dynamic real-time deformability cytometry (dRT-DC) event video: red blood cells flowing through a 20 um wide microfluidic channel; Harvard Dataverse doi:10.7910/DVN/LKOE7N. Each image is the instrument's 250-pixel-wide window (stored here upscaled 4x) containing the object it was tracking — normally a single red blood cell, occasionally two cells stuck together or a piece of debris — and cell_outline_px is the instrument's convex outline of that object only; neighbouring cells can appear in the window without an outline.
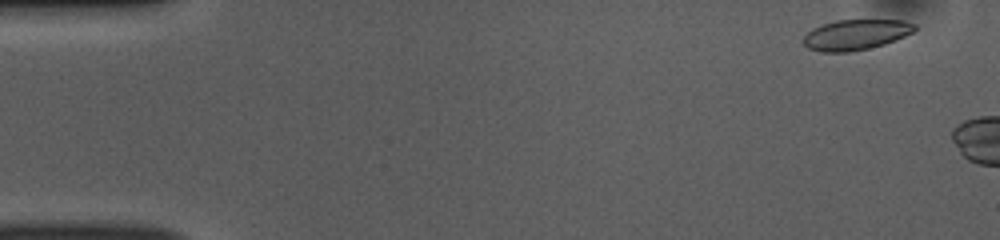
{"species": "common noctule bat (a hibernating species)", "species_latin": "Nyctalus noctula", "temperature_condition": "room temperature", "stored_images_in_passage": 6, "camera_frame_rate_fps": 3000, "um_per_image_px": 0.085, "animal": {"sex": "female", "body_mass_g": 10.0, "forearm_length_mm": 53.1}, "frame": {"image": 1, "passage_image": 2, "time_ms": 0.333, "image_size_px": [1000, 240], "cell_outline_px": [[916, 28], [912, 32], [896, 40], [884, 44], [868, 48], [848, 52], [820, 52], [808, 48], [800, 40], [812, 28], [836, 20], [904, 20], [916, 24]], "centroid_in_image_um": [72.72, 2.95], "position_along_channel_um": 12.3, "area_um2": 19.77}}